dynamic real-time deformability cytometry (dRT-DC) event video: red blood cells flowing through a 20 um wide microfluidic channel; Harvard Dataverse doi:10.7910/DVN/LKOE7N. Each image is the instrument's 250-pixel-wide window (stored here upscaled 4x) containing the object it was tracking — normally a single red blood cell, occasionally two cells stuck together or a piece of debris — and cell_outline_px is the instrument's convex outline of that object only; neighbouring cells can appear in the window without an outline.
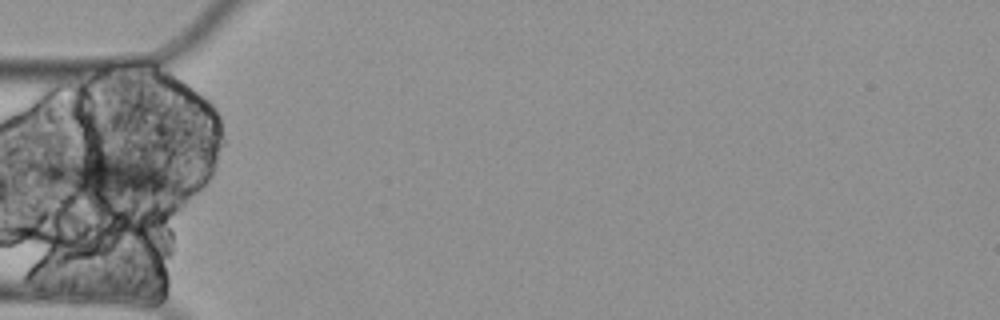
{"species": "Egyptian fruit bat (a non-hibernating species)", "species_latin": "Rousettus aegyptiacus", "temperature_condition": "cold", "stored_images_in_passage": 3, "segment_of_instrument_passage": [2, 2], "camera_frame_rate_fps": 3000, "um_per_image_px": 0.085, "animal": {"sex": "female"}, "frame": {"image": 1, "passage_image": 3, "time_ms": 0.667, "image_size_px": [1000, 320], "cell_outline_px": [[180, 196], [176, 200], [72, 204], [44, 176], [44, 164], [96, 148], [100, 148], [172, 168], [180, 172]], "centroid_in_image_um": [9.51, 15.17], "position_along_channel_um": 75.5, "area_um2": 41.04}}